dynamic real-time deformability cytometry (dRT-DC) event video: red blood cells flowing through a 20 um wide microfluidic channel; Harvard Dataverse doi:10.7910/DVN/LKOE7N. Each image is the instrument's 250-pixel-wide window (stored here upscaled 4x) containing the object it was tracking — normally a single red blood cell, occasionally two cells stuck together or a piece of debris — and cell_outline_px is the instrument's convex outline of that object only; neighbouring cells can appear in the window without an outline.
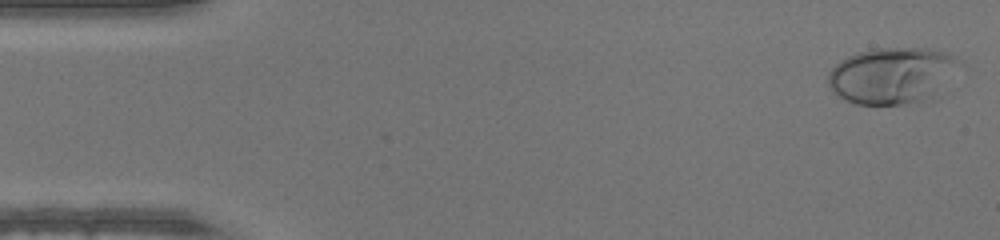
{"species": "human", "species_latin": "Homo sapiens", "temperature_condition": "warm", "stored_images_in_passage": 48, "camera_frame_rate_fps": 3000, "um_per_image_px": 0.085, "donor": {"sex": "male"}, "frame": {"image": 1, "passage_image": 1, "time_ms": 0.0, "image_size_px": [1000, 240], "cell_outline_px": [[964, 64], [932, 100], [928, 104], [856, 104], [844, 100], [836, 96], [832, 92], [828, 84], [828, 72], [840, 60], [848, 56], [872, 48], [928, 48], [944, 52], [960, 60]], "centroid_in_image_um": [75.88, 6.44], "position_along_channel_um": 9.1, "area_um2": 44.22}}
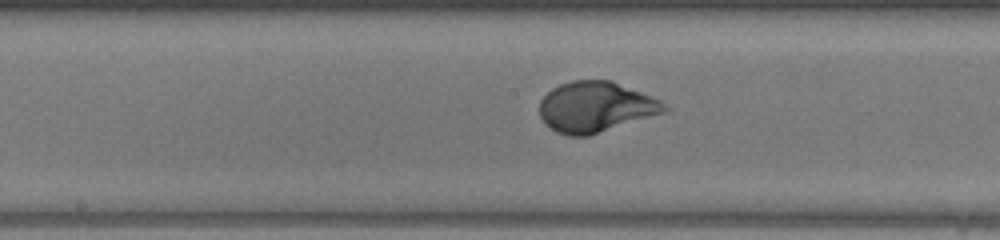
{"frame": {"image": 2, "passage_image": 24, "time_ms": 7.667, "image_size_px": [1000, 240], "cell_outline_px": [[672, 108], [664, 112], [588, 136], [568, 136], [556, 132], [544, 124], [540, 116], [540, 100], [552, 88], [560, 84], [572, 80], [612, 80], [660, 100]], "centroid_in_image_um": [50.61, 9.09], "position_along_channel_um": 197.6, "area_um2": 36.7}}
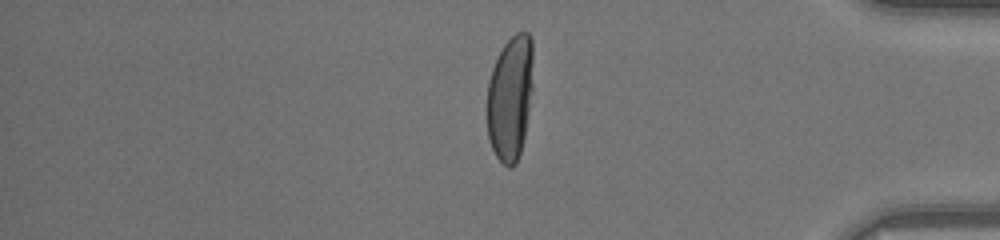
{"frame": {"image": 3, "passage_image": 40, "time_ms": 13.0, "image_size_px": [1000, 240], "cell_outline_px": [[532, 88], [524, 136], [520, 152], [516, 164], [512, 168], [508, 168], [496, 156], [492, 148], [488, 136], [488, 80], [492, 68], [504, 44], [516, 32], [528, 32], [532, 40]], "centroid_in_image_um": [43.37, 8.31], "position_along_channel_um": 391.8, "area_um2": 33.29}}